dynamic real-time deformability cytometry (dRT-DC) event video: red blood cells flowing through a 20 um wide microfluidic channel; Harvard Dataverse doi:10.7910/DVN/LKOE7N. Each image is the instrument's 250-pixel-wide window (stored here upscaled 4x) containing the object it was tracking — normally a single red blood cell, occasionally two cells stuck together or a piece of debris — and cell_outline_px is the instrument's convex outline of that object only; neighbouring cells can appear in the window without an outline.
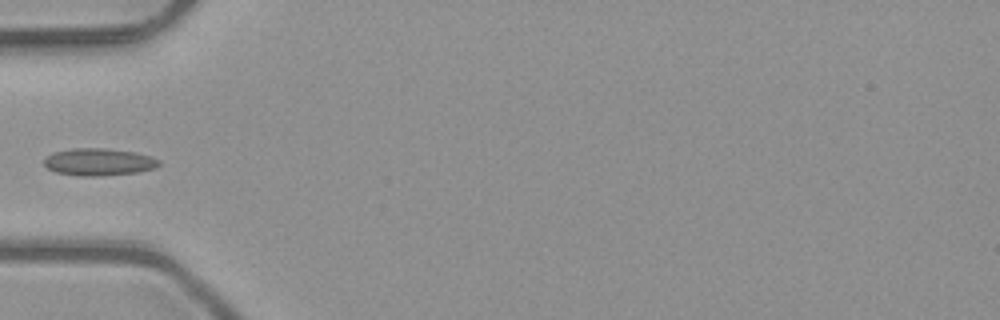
{"species": "common noctule bat (a hibernating species)", "species_latin": "Nyctalus noctula", "temperature_condition": "room temperature", "stored_images_in_passage": 5, "camera_frame_rate_fps": 3000, "um_per_image_px": 0.085, "animal": {"sex": "male", "body_mass_g": 23.1, "forearm_length_mm": 52.7}, "frame": {"image": 1, "passage_image": 4, "time_ms": 1.0, "image_size_px": [1000, 320], "cell_outline_px": [[160, 164], [156, 168], [136, 172], [100, 176], [80, 176], [56, 172], [48, 168], [44, 164], [44, 160], [52, 152], [72, 148], [104, 148], [136, 152], [152, 156], [160, 160]], "centroid_in_image_um": [8.42, 13.76], "position_along_channel_um": 76.6, "area_um2": 18.32}}
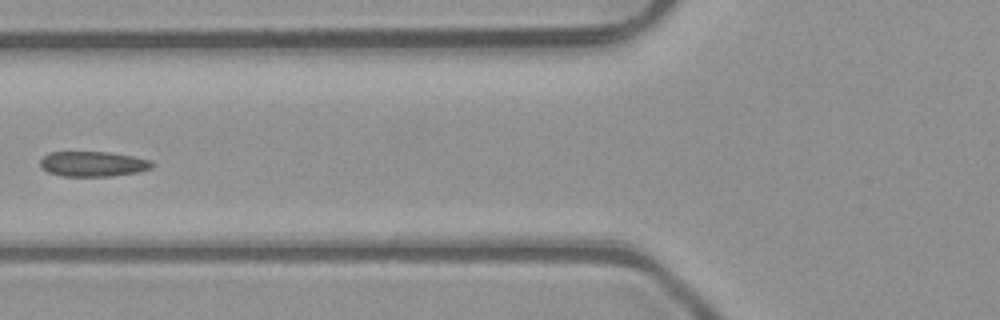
{"frame": {"image": 2, "passage_image": 5, "time_ms": 1.333, "image_size_px": [1000, 320], "cell_outline_px": [[156, 164], [152, 168], [136, 172], [112, 176], [60, 176], [48, 172], [40, 164], [40, 160], [48, 152], [108, 152], [132, 156], [148, 160]], "centroid_in_image_um": [7.9, 13.93], "position_along_channel_um": 117.9, "area_um2": 16.3}}